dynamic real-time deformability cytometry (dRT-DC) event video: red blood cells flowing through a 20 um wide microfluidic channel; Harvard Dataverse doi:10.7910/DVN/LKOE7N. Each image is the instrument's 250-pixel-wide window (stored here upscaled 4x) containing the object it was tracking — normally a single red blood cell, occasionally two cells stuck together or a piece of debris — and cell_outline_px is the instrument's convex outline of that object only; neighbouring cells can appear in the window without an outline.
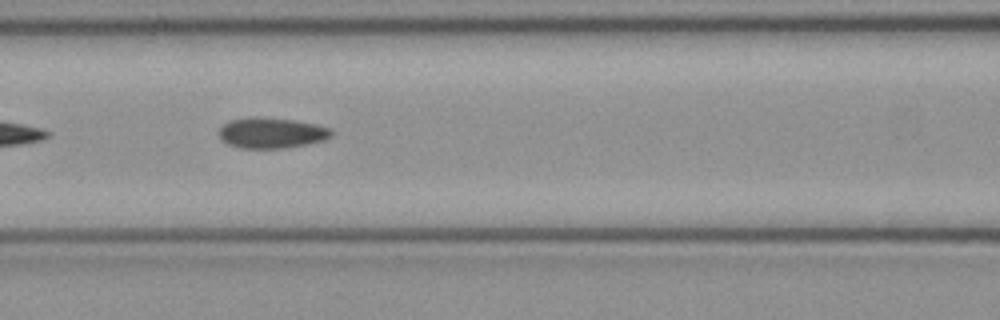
{"species": "common noctule bat (a hibernating species)", "species_latin": "Nyctalus noctula", "temperature_condition": "cold", "stored_images_in_passage": 8, "camera_frame_rate_fps": 3000, "um_per_image_px": 0.085, "animal": {"sex": "female", "body_mass_g": 21.9}, "frame": {"image": 1, "passage_image": 6, "time_ms": 1.667, "image_size_px": [1000, 320], "cell_outline_px": [[332, 136], [324, 140], [308, 144], [284, 148], [240, 148], [228, 144], [220, 140], [216, 132], [224, 124], [232, 120], [256, 116], [296, 120], [316, 124], [332, 128]], "centroid_in_image_um": [23.07, 11.29], "position_along_channel_um": 143.5, "area_um2": 20.35}}
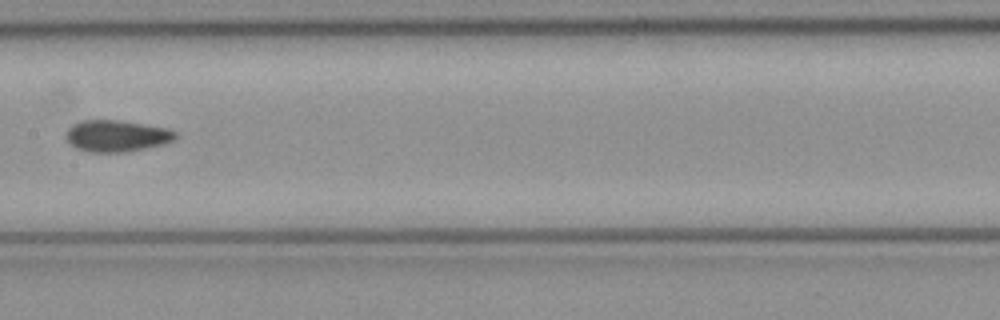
{"frame": {"image": 2, "passage_image": 7, "time_ms": 2.0, "image_size_px": [1000, 320], "cell_outline_px": [[176, 136], [172, 140], [164, 144], [148, 148], [128, 152], [88, 152], [76, 148], [64, 136], [64, 132], [72, 124], [80, 120], [120, 120], [168, 128], [176, 132]], "centroid_in_image_um": [9.89, 11.55], "position_along_channel_um": 197.5, "area_um2": 20.35}}
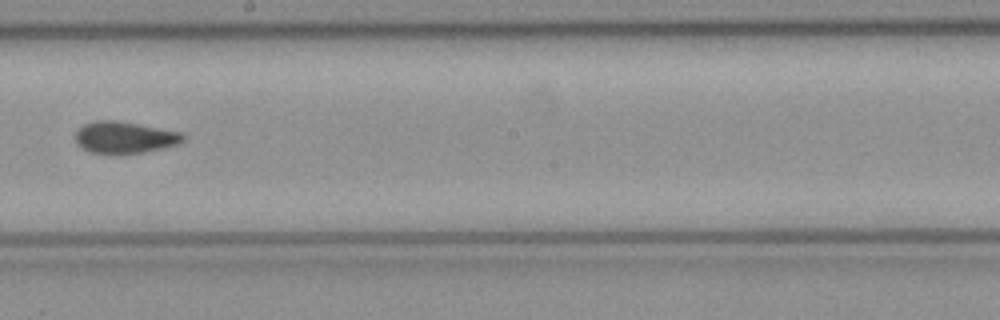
{"frame": {"image": 3, "passage_image": 8, "time_ms": 2.333, "image_size_px": [1000, 320], "cell_outline_px": [[184, 140], [176, 144], [144, 152], [88, 152], [76, 144], [76, 132], [84, 124], [92, 120], [116, 120], [140, 124], [184, 132]], "centroid_in_image_um": [10.59, 11.64], "position_along_channel_um": 237.6, "area_um2": 19.65}}